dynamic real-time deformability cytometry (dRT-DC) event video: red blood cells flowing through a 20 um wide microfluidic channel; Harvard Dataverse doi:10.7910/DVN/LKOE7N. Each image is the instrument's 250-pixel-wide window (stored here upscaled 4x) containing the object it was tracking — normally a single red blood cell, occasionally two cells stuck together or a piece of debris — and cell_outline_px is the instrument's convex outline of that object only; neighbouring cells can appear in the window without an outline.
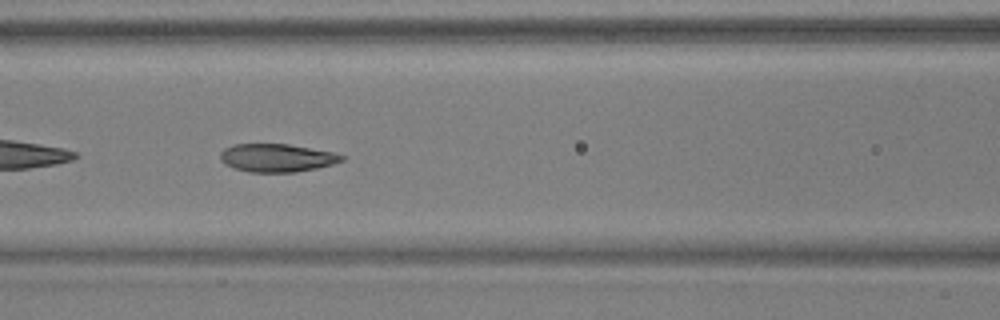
{"species": "common noctule bat (a hibernating species)", "species_latin": "Nyctalus noctula", "temperature_condition": "warm", "stored_images_in_passage": 52, "camera_frame_rate_fps": 3000, "um_per_image_px": 0.085, "animal": {"sex": "male", "body_mass_g": 17.9, "forearm_length_mm": 54.2}, "frame": {"image": 1, "passage_image": 23, "time_ms": 7.333, "image_size_px": [1000, 320], "cell_outline_px": [[344, 160], [332, 164], [316, 168], [296, 172], [248, 172], [224, 164], [220, 160], [220, 152], [224, 148], [232, 144], [288, 144], [332, 152], [344, 156]], "centroid_in_image_um": [23.49, 13.41], "position_along_channel_um": 143.1, "area_um2": 19.83}, "authors_computed_cell_mechanics": {"area_um2": 22.831, "velocity_mm_per_s": 3.8477, "shape_relaxation_time_tau1_ms": 4.5576, "shape_relaxation_time_tau2_ms": 1.095, "deformation_change_tau1": 0.1953, "deformation_change_tau2": 0.0704}}